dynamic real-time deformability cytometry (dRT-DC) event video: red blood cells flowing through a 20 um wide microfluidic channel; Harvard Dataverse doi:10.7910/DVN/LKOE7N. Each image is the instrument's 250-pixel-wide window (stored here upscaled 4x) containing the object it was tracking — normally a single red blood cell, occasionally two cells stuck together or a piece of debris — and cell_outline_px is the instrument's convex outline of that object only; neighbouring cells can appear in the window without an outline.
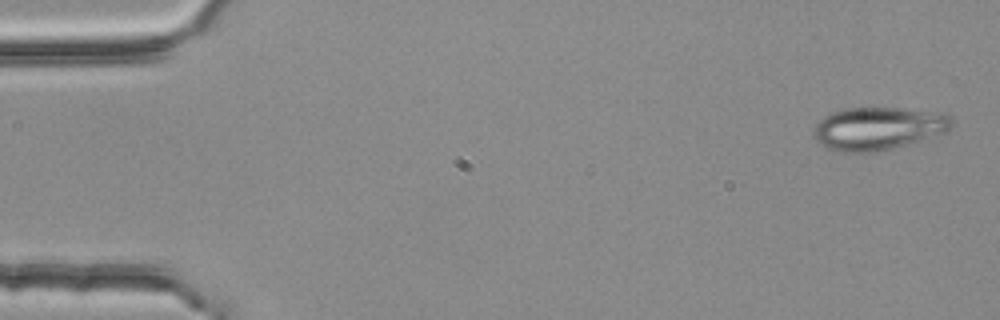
{"species": "common noctule bat (a hibernating species)", "species_latin": "Nyctalus noctula", "temperature_condition": "room temperature", "stored_images_in_passage": 5, "camera_frame_rate_fps": 3000, "um_per_image_px": 0.085, "animal": {"sex": "female", "body_mass_g": 25.1}, "frame": {"image": 1, "passage_image": 1, "time_ms": 0.0, "image_size_px": [1000, 320], "cell_outline_px": [[952, 128], [944, 132], [896, 148], [876, 152], [836, 152], [828, 148], [816, 140], [812, 136], [816, 124], [824, 116], [832, 112], [848, 108], [900, 108], [952, 116]], "centroid_in_image_um": [74.59, 10.94], "position_along_channel_um": 10.4, "area_um2": 34.16}}